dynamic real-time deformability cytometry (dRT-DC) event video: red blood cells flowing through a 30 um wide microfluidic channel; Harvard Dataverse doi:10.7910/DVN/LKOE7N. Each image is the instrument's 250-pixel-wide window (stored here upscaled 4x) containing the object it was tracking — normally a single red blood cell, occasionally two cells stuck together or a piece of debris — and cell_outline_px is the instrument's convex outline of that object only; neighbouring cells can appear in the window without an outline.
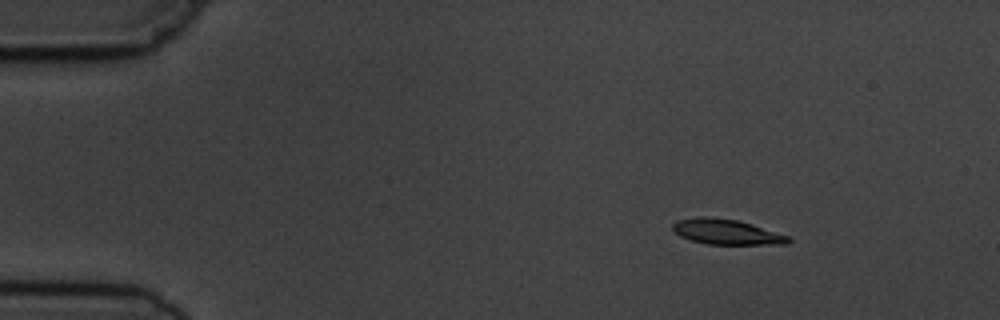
{"species": "common noctule bat (a hibernating species)", "species_latin": "Nyctalus noctula", "temperature_condition": "cold", "stored_images_in_passage": 4, "camera_frame_rate_fps": 3000, "um_per_image_px": 0.085, "animal": {"sex": "male", "body_mass_g": 19.5, "forearm_length_mm": 54.6}, "frame": {"image": 1, "passage_image": 2, "time_ms": 1.0, "image_size_px": [1000, 320], "cell_outline_px": [[792, 240], [788, 244], [708, 244], [692, 240], [680, 236], [672, 228], [672, 224], [676, 220], [700, 216], [708, 216], [740, 220], [788, 236]], "centroid_in_image_um": [61.74, 19.69], "position_along_channel_um": 23.3, "area_um2": 16.99}}